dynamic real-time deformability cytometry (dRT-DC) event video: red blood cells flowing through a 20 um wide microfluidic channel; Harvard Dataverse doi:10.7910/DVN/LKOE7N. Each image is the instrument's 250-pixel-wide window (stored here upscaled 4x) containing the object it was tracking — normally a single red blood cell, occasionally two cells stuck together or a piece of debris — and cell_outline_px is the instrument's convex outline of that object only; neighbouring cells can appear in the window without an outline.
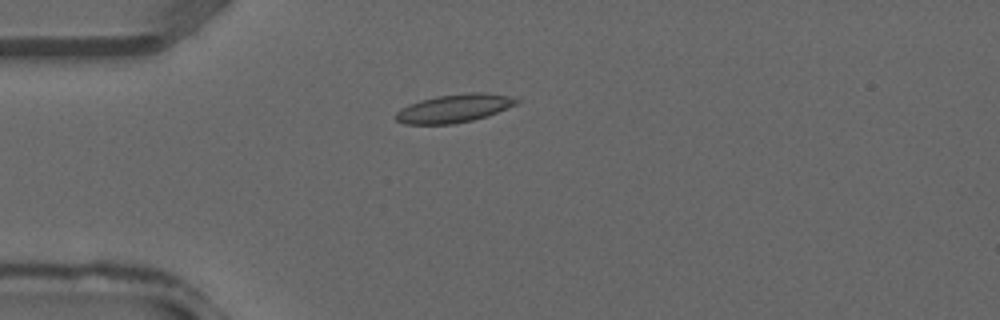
{"species": "common noctule bat (a hibernating species)", "species_latin": "Nyctalus noctula", "temperature_condition": "warm", "stored_images_in_passage": 29, "camera_frame_rate_fps": 3000, "um_per_image_px": 0.085, "animal": {"sex": "male", "forearm_length_mm": 52.5}, "frame": {"image": 1, "passage_image": 1, "time_ms": 0.0, "image_size_px": [1000, 320], "cell_outline_px": [[520, 100], [516, 104], [488, 116], [472, 120], [452, 124], [404, 124], [396, 120], [392, 116], [400, 108], [408, 104], [420, 100], [436, 96], [468, 92], [484, 92], [508, 96]], "centroid_in_image_um": [38.54, 9.21], "position_along_channel_um": 46.5, "area_um2": 20.0}}
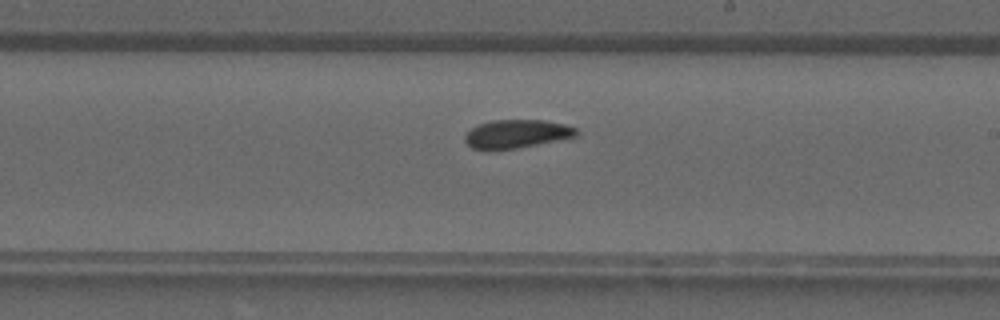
{"frame": {"image": 2, "passage_image": 13, "time_ms": 4.0, "image_size_px": [1000, 320], "cell_outline_px": [[580, 132], [576, 136], [516, 148], [488, 152], [472, 148], [464, 140], [464, 136], [472, 128], [480, 124], [492, 120], [544, 120], [564, 124], [576, 128]], "centroid_in_image_um": [43.87, 11.4], "position_along_channel_um": 245.1, "area_um2": 18.55}}
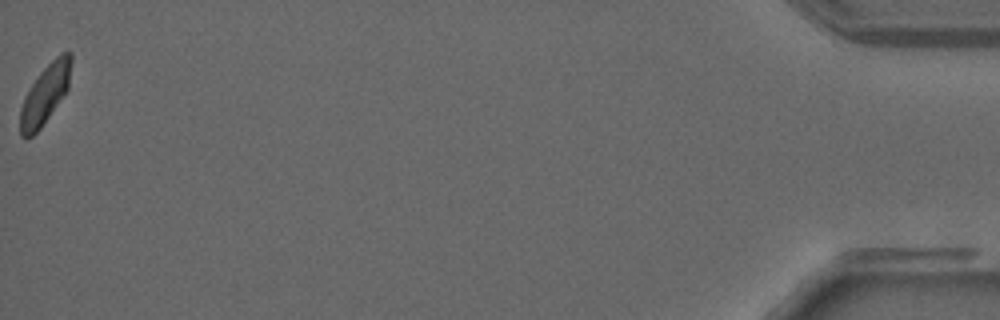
{"frame": {"image": 3, "passage_image": 29, "time_ms": 9.333, "image_size_px": [1000, 320], "cell_outline_px": [[72, 60], [68, 88], [40, 128], [32, 136], [24, 140], [20, 136], [20, 108], [24, 96], [28, 88], [40, 72], [60, 52], [72, 52]], "centroid_in_image_um": [3.81, 8.0], "position_along_channel_um": 431.4, "area_um2": 17.57}}